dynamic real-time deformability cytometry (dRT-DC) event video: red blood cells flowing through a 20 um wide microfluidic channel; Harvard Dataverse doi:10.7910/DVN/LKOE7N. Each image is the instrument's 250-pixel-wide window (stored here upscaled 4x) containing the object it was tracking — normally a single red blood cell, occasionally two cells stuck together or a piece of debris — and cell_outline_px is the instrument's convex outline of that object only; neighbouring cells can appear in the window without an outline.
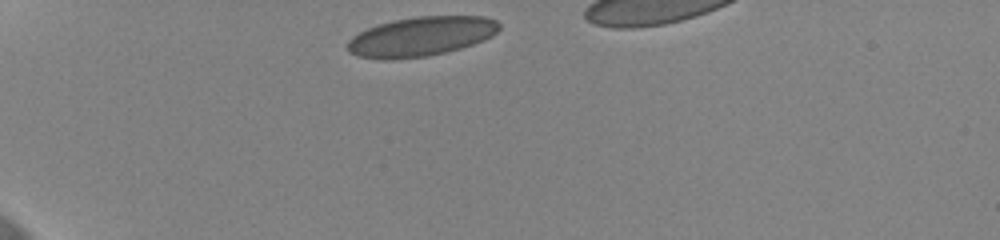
{"species": "human", "species_latin": "Homo sapiens", "temperature_condition": "cold", "stored_images_in_passage": 34, "camera_frame_rate_fps": 3000, "um_per_image_px": 0.085, "donor": {"sex": "female"}, "frame": {"image": 1, "passage_image": 1, "time_ms": 0.0, "image_size_px": [1000, 240], "cell_outline_px": [[500, 28], [492, 36], [484, 40], [460, 48], [428, 56], [392, 60], [384, 60], [356, 56], [348, 52], [344, 44], [352, 36], [368, 28], [392, 20], [416, 16], [484, 16], [496, 20], [500, 24]], "centroid_in_image_um": [35.74, 3.11], "position_along_channel_um": 49.3, "area_um2": 35.14}}
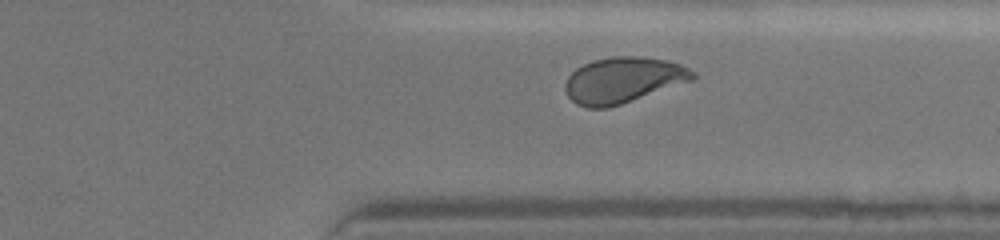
{"frame": {"image": 2, "passage_image": 30, "time_ms": 9.667, "image_size_px": [1000, 240], "cell_outline_px": [[696, 76], [692, 80], [608, 108], [588, 108], [576, 104], [568, 96], [564, 88], [564, 84], [568, 76], [576, 68], [584, 64], [596, 60], [612, 56], [640, 56], [668, 60], [680, 64], [688, 68]], "centroid_in_image_um": [52.93, 6.8], "position_along_channel_um": 358.5, "area_um2": 33.76}}
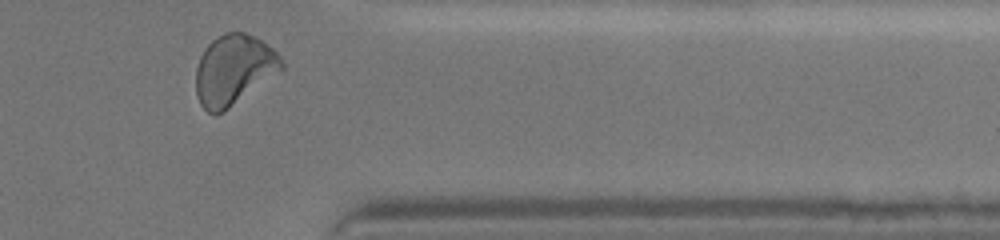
{"frame": {"image": 3, "passage_image": 33, "time_ms": 10.667, "image_size_px": [1000, 240], "cell_outline_px": [[284, 68], [224, 112], [208, 112], [200, 104], [196, 96], [196, 68], [200, 56], [204, 48], [216, 36], [224, 32], [244, 32], [256, 36], [268, 44], [280, 56], [284, 64]], "centroid_in_image_um": [19.86, 5.91], "position_along_channel_um": 391.5, "area_um2": 35.08}, "authors_computed_cell_mechanics": {"area_um2": 33.6974, "velocity_mm_per_s": 3.628, "shape_relaxation_time_tau1_ms": 8.1223, "shape_relaxation_time_tau2_ms": null, "deformation_change_tau1": 0.1565, "deformation_change_tau2": null}}